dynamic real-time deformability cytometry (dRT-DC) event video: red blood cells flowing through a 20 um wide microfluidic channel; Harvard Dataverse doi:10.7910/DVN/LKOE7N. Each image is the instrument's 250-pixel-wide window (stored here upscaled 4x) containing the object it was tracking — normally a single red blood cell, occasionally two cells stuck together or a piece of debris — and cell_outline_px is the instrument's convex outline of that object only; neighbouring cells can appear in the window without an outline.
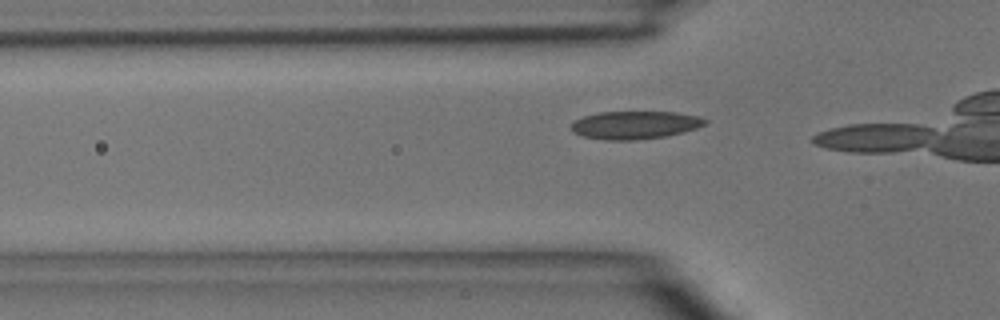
{"species": "common noctule bat (a hibernating species)", "species_latin": "Nyctalus noctula", "temperature_condition": "room temperature", "stored_images_in_passage": 12, "camera_frame_rate_fps": 3000, "um_per_image_px": 0.085, "animal": {"sex": "male", "body_mass_g": 15.6}, "frame": {"image": 1, "passage_image": 10, "time_ms": 3.0, "image_size_px": [1000, 320], "cell_outline_px": [[708, 120], [704, 124], [696, 128], [684, 132], [664, 136], [636, 140], [604, 140], [584, 136], [572, 132], [572, 124], [576, 120], [584, 116], [600, 112], [676, 112], [700, 116]], "centroid_in_image_um": [53.99, 10.62], "position_along_channel_um": 71.8, "area_um2": 21.68}}